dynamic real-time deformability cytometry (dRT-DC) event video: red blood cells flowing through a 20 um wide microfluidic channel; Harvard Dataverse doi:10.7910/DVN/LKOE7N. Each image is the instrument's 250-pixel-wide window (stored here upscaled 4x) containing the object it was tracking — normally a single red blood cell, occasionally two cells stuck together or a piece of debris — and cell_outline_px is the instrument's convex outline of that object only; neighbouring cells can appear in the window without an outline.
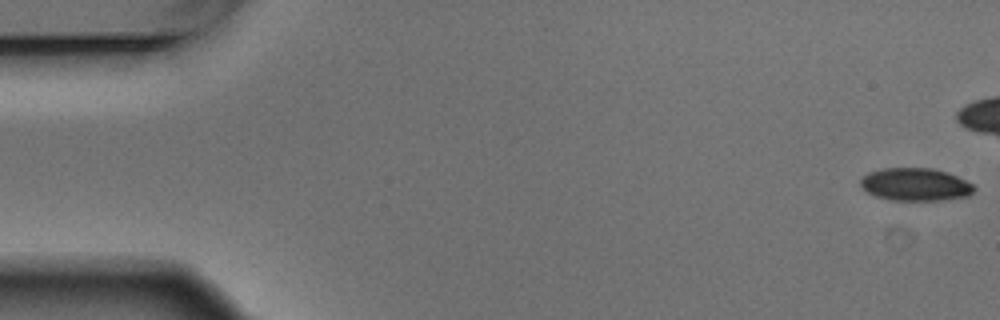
{"species": "Egyptian fruit bat (a non-hibernating species)", "species_latin": "Rousettus aegyptiacus", "temperature_condition": "warm", "stored_images_in_passage": 9, "camera_frame_rate_fps": 3000, "um_per_image_px": 0.085, "animal": {"sex": "male"}, "frame": {"image": 1, "passage_image": 1, "time_ms": 0.0, "image_size_px": [1000, 320], "cell_outline_px": [[976, 188], [968, 196], [944, 200], [892, 200], [876, 196], [868, 192], [860, 184], [860, 180], [868, 172], [884, 168], [932, 168], [948, 172], [972, 184]], "centroid_in_image_um": [77.82, 15.67], "position_along_channel_um": 7.2, "area_um2": 21.56}}